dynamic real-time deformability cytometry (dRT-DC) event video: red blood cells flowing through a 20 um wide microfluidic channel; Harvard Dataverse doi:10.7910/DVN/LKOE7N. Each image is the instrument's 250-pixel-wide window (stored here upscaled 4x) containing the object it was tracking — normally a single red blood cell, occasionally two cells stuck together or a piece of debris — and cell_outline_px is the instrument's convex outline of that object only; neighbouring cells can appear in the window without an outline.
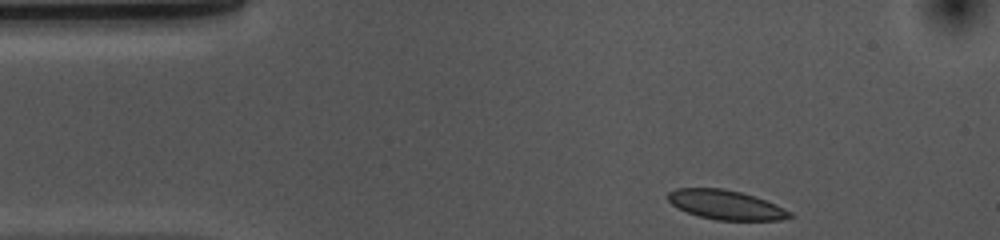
{"species": "common noctule bat (a hibernating species)", "species_latin": "Nyctalus noctula", "temperature_condition": "cold", "stored_images_in_passage": 36, "camera_frame_rate_fps": 3000, "um_per_image_px": 0.085, "animal": {"sex": "female", "body_mass_g": 10.0, "forearm_length_mm": 53.1}, "frame": {"image": 1, "passage_image": 1, "time_ms": 0.0, "image_size_px": [1000, 240], "cell_outline_px": [[792, 216], [784, 220], [716, 220], [700, 216], [676, 208], [668, 200], [668, 192], [676, 188], [724, 188], [740, 192], [776, 204], [792, 212]], "centroid_in_image_um": [61.69, 17.41], "position_along_channel_um": 23.3, "area_um2": 20.75}}
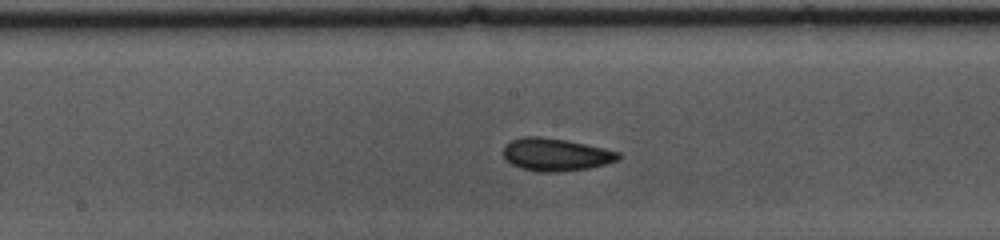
{"frame": {"image": 2, "passage_image": 20, "time_ms": 6.333, "image_size_px": [1000, 240], "cell_outline_px": [[620, 160], [588, 168], [556, 172], [536, 172], [520, 168], [512, 164], [504, 156], [504, 148], [512, 140], [524, 136], [540, 136], [568, 140], [604, 148], [620, 152]], "centroid_in_image_um": [47.26, 13.14], "position_along_channel_um": 200.9, "area_um2": 21.85}}
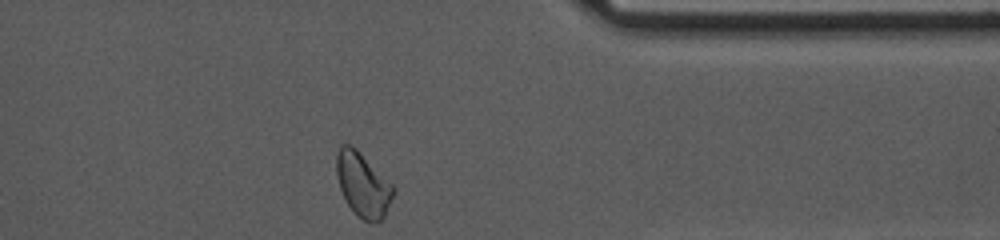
{"frame": {"image": 3, "passage_image": 36, "time_ms": 11.667, "image_size_px": [1000, 240], "cell_outline_px": [[396, 192], [384, 220], [376, 224], [364, 220], [356, 216], [348, 204], [340, 188], [336, 172], [336, 156], [340, 144], [352, 144], [396, 188]], "centroid_in_image_um": [30.88, 15.73], "position_along_channel_um": 380.5, "area_um2": 21.62}, "authors_computed_cell_mechanics": {"area_um2": 21.2126, "velocity_mm_per_s": 3.6478, "shape_relaxation_time_tau1_ms": 3.6164, "shape_relaxation_time_tau2_ms": 2.1688, "deformation_change_tau1": 0.0836, "deformation_change_tau2": 0.0645}}